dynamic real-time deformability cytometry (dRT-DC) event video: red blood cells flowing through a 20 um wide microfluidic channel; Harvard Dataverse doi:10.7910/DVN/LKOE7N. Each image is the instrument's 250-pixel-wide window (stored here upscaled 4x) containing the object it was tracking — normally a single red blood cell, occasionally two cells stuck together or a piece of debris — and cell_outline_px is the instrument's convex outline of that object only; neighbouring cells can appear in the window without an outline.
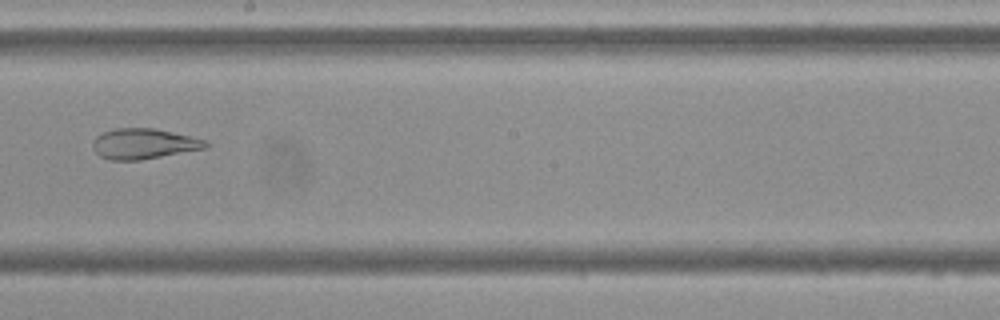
{"species": "Egyptian fruit bat (a non-hibernating species)", "species_latin": "Rousettus aegyptiacus", "temperature_condition": "cold", "stored_images_in_passage": 14, "camera_frame_rate_fps": 3000, "um_per_image_px": 0.085, "frame": {"image": 1, "passage_image": 8, "time_ms": 9.333, "image_size_px": [1000, 320], "cell_outline_px": [[212, 144], [208, 148], [140, 160], [112, 160], [100, 156], [92, 148], [92, 144], [96, 136], [104, 132], [116, 128], [156, 128], [208, 140]], "centroid_in_image_um": [12.28, 12.22], "position_along_channel_um": 235.9, "area_um2": 20.23}}
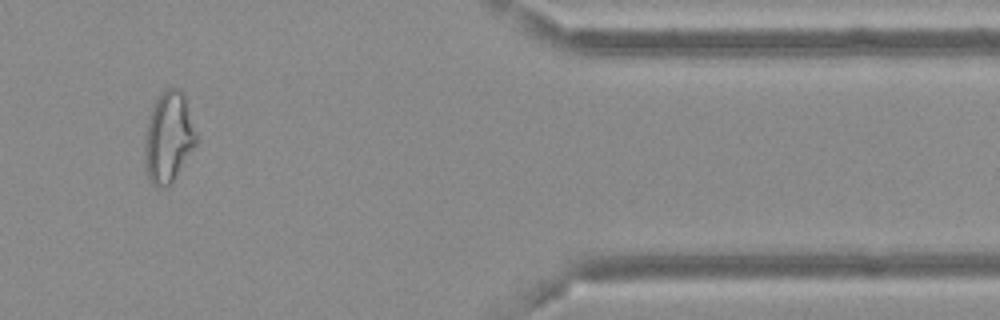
{"frame": {"image": 2, "passage_image": 12, "time_ms": 14.667, "image_size_px": [1000, 320], "cell_outline_px": [[196, 144], [172, 184], [168, 188], [156, 188], [152, 184], [148, 176], [144, 164], [144, 144], [148, 120], [152, 108], [156, 100], [168, 88], [176, 88], [184, 96], [196, 136]], "centroid_in_image_um": [14.29, 11.78], "position_along_channel_um": 397.1, "area_um2": 26.88}, "authors_computed_cell_mechanics": {"area_um2": 26.4146, "velocity_mm_per_s": 3.6614, "shape_relaxation_time_tau1_ms": null, "shape_relaxation_time_tau2_ms": 1.2668, "deformation_change_tau1": null, "deformation_change_tau2": 0.0775}}